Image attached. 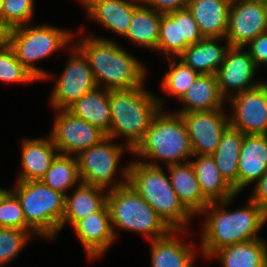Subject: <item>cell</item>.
Listing matches in <instances>:
<instances>
[{
  "mask_svg": "<svg viewBox=\"0 0 267 267\" xmlns=\"http://www.w3.org/2000/svg\"><path fill=\"white\" fill-rule=\"evenodd\" d=\"M180 115L187 127L193 155H212L224 130L229 126L228 114L223 109H218Z\"/></svg>",
  "mask_w": 267,
  "mask_h": 267,
  "instance_id": "obj_14",
  "label": "cell"
},
{
  "mask_svg": "<svg viewBox=\"0 0 267 267\" xmlns=\"http://www.w3.org/2000/svg\"><path fill=\"white\" fill-rule=\"evenodd\" d=\"M243 137L244 134L241 131L229 125L224 130L215 152L211 155L221 175L233 187L236 193L238 162Z\"/></svg>",
  "mask_w": 267,
  "mask_h": 267,
  "instance_id": "obj_29",
  "label": "cell"
},
{
  "mask_svg": "<svg viewBox=\"0 0 267 267\" xmlns=\"http://www.w3.org/2000/svg\"><path fill=\"white\" fill-rule=\"evenodd\" d=\"M67 110L109 135L111 124L109 90L96 86Z\"/></svg>",
  "mask_w": 267,
  "mask_h": 267,
  "instance_id": "obj_27",
  "label": "cell"
},
{
  "mask_svg": "<svg viewBox=\"0 0 267 267\" xmlns=\"http://www.w3.org/2000/svg\"><path fill=\"white\" fill-rule=\"evenodd\" d=\"M248 1H260V2L267 3V0H248Z\"/></svg>",
  "mask_w": 267,
  "mask_h": 267,
  "instance_id": "obj_45",
  "label": "cell"
},
{
  "mask_svg": "<svg viewBox=\"0 0 267 267\" xmlns=\"http://www.w3.org/2000/svg\"><path fill=\"white\" fill-rule=\"evenodd\" d=\"M168 60L170 69L165 73L160 86L169 96L171 95L179 101L199 74L180 59L178 62L171 57Z\"/></svg>",
  "mask_w": 267,
  "mask_h": 267,
  "instance_id": "obj_32",
  "label": "cell"
},
{
  "mask_svg": "<svg viewBox=\"0 0 267 267\" xmlns=\"http://www.w3.org/2000/svg\"><path fill=\"white\" fill-rule=\"evenodd\" d=\"M162 110L160 108L155 114L142 141L132 153L146 159L138 161L151 166H160L159 161L167 165L190 162L193 152L184 120L176 112Z\"/></svg>",
  "mask_w": 267,
  "mask_h": 267,
  "instance_id": "obj_4",
  "label": "cell"
},
{
  "mask_svg": "<svg viewBox=\"0 0 267 267\" xmlns=\"http://www.w3.org/2000/svg\"><path fill=\"white\" fill-rule=\"evenodd\" d=\"M87 16L116 35L124 36L134 9L142 0H80Z\"/></svg>",
  "mask_w": 267,
  "mask_h": 267,
  "instance_id": "obj_17",
  "label": "cell"
},
{
  "mask_svg": "<svg viewBox=\"0 0 267 267\" xmlns=\"http://www.w3.org/2000/svg\"><path fill=\"white\" fill-rule=\"evenodd\" d=\"M217 258L223 267H267V244L264 239L224 246L209 259Z\"/></svg>",
  "mask_w": 267,
  "mask_h": 267,
  "instance_id": "obj_28",
  "label": "cell"
},
{
  "mask_svg": "<svg viewBox=\"0 0 267 267\" xmlns=\"http://www.w3.org/2000/svg\"><path fill=\"white\" fill-rule=\"evenodd\" d=\"M248 47V51L258 68L260 65L267 64V32L254 38Z\"/></svg>",
  "mask_w": 267,
  "mask_h": 267,
  "instance_id": "obj_39",
  "label": "cell"
},
{
  "mask_svg": "<svg viewBox=\"0 0 267 267\" xmlns=\"http://www.w3.org/2000/svg\"><path fill=\"white\" fill-rule=\"evenodd\" d=\"M33 234L29 230L0 227V267L15 259Z\"/></svg>",
  "mask_w": 267,
  "mask_h": 267,
  "instance_id": "obj_33",
  "label": "cell"
},
{
  "mask_svg": "<svg viewBox=\"0 0 267 267\" xmlns=\"http://www.w3.org/2000/svg\"><path fill=\"white\" fill-rule=\"evenodd\" d=\"M267 32V3L231 0L225 39L232 47H247L258 35Z\"/></svg>",
  "mask_w": 267,
  "mask_h": 267,
  "instance_id": "obj_12",
  "label": "cell"
},
{
  "mask_svg": "<svg viewBox=\"0 0 267 267\" xmlns=\"http://www.w3.org/2000/svg\"><path fill=\"white\" fill-rule=\"evenodd\" d=\"M114 139L110 137L104 138L99 144H96L86 150L81 151L76 155L78 162V173L81 182L87 183L96 187L103 188L107 191L119 188L128 183V170L122 168L121 171L123 180L114 181V176L117 174L118 164L124 149L132 153V151L124 146L113 142Z\"/></svg>",
  "mask_w": 267,
  "mask_h": 267,
  "instance_id": "obj_9",
  "label": "cell"
},
{
  "mask_svg": "<svg viewBox=\"0 0 267 267\" xmlns=\"http://www.w3.org/2000/svg\"><path fill=\"white\" fill-rule=\"evenodd\" d=\"M73 191L71 196L65 195V210L60 230L67 223L73 226L82 218L98 212L106 204L107 190L103 188L80 182Z\"/></svg>",
  "mask_w": 267,
  "mask_h": 267,
  "instance_id": "obj_24",
  "label": "cell"
},
{
  "mask_svg": "<svg viewBox=\"0 0 267 267\" xmlns=\"http://www.w3.org/2000/svg\"><path fill=\"white\" fill-rule=\"evenodd\" d=\"M34 0H3L1 22L12 28L28 24L34 17Z\"/></svg>",
  "mask_w": 267,
  "mask_h": 267,
  "instance_id": "obj_37",
  "label": "cell"
},
{
  "mask_svg": "<svg viewBox=\"0 0 267 267\" xmlns=\"http://www.w3.org/2000/svg\"><path fill=\"white\" fill-rule=\"evenodd\" d=\"M0 227L26 230L23 209L10 189H6L0 196Z\"/></svg>",
  "mask_w": 267,
  "mask_h": 267,
  "instance_id": "obj_34",
  "label": "cell"
},
{
  "mask_svg": "<svg viewBox=\"0 0 267 267\" xmlns=\"http://www.w3.org/2000/svg\"><path fill=\"white\" fill-rule=\"evenodd\" d=\"M161 18V13L156 12L142 1L134 9L130 27L123 37L144 48L157 51Z\"/></svg>",
  "mask_w": 267,
  "mask_h": 267,
  "instance_id": "obj_30",
  "label": "cell"
},
{
  "mask_svg": "<svg viewBox=\"0 0 267 267\" xmlns=\"http://www.w3.org/2000/svg\"><path fill=\"white\" fill-rule=\"evenodd\" d=\"M267 171V135H244L240 149L237 195Z\"/></svg>",
  "mask_w": 267,
  "mask_h": 267,
  "instance_id": "obj_18",
  "label": "cell"
},
{
  "mask_svg": "<svg viewBox=\"0 0 267 267\" xmlns=\"http://www.w3.org/2000/svg\"><path fill=\"white\" fill-rule=\"evenodd\" d=\"M70 53L64 71L54 82L50 104L54 110H67L87 92L97 85L87 58L75 46L70 45Z\"/></svg>",
  "mask_w": 267,
  "mask_h": 267,
  "instance_id": "obj_10",
  "label": "cell"
},
{
  "mask_svg": "<svg viewBox=\"0 0 267 267\" xmlns=\"http://www.w3.org/2000/svg\"><path fill=\"white\" fill-rule=\"evenodd\" d=\"M75 34L46 24H24L14 27L11 45L18 61L38 80L50 78V73L33 65L36 61L50 57L55 51L71 45ZM50 74V75H49Z\"/></svg>",
  "mask_w": 267,
  "mask_h": 267,
  "instance_id": "obj_8",
  "label": "cell"
},
{
  "mask_svg": "<svg viewBox=\"0 0 267 267\" xmlns=\"http://www.w3.org/2000/svg\"><path fill=\"white\" fill-rule=\"evenodd\" d=\"M147 6L161 14L187 8L190 0H142Z\"/></svg>",
  "mask_w": 267,
  "mask_h": 267,
  "instance_id": "obj_40",
  "label": "cell"
},
{
  "mask_svg": "<svg viewBox=\"0 0 267 267\" xmlns=\"http://www.w3.org/2000/svg\"><path fill=\"white\" fill-rule=\"evenodd\" d=\"M40 181L66 195V192L81 182L76 156L58 154Z\"/></svg>",
  "mask_w": 267,
  "mask_h": 267,
  "instance_id": "obj_31",
  "label": "cell"
},
{
  "mask_svg": "<svg viewBox=\"0 0 267 267\" xmlns=\"http://www.w3.org/2000/svg\"><path fill=\"white\" fill-rule=\"evenodd\" d=\"M260 84L262 85V87L266 90L267 92V82L265 81H260Z\"/></svg>",
  "mask_w": 267,
  "mask_h": 267,
  "instance_id": "obj_43",
  "label": "cell"
},
{
  "mask_svg": "<svg viewBox=\"0 0 267 267\" xmlns=\"http://www.w3.org/2000/svg\"><path fill=\"white\" fill-rule=\"evenodd\" d=\"M157 51L164 52L167 58L173 54L175 60L180 56L179 21H174L168 14H162Z\"/></svg>",
  "mask_w": 267,
  "mask_h": 267,
  "instance_id": "obj_36",
  "label": "cell"
},
{
  "mask_svg": "<svg viewBox=\"0 0 267 267\" xmlns=\"http://www.w3.org/2000/svg\"><path fill=\"white\" fill-rule=\"evenodd\" d=\"M221 41L223 38L204 37L199 42L189 45L178 58L199 75H216L230 48L226 39V46L219 45Z\"/></svg>",
  "mask_w": 267,
  "mask_h": 267,
  "instance_id": "obj_23",
  "label": "cell"
},
{
  "mask_svg": "<svg viewBox=\"0 0 267 267\" xmlns=\"http://www.w3.org/2000/svg\"><path fill=\"white\" fill-rule=\"evenodd\" d=\"M6 189H1L0 188V196L3 194V192L5 191Z\"/></svg>",
  "mask_w": 267,
  "mask_h": 267,
  "instance_id": "obj_46",
  "label": "cell"
},
{
  "mask_svg": "<svg viewBox=\"0 0 267 267\" xmlns=\"http://www.w3.org/2000/svg\"><path fill=\"white\" fill-rule=\"evenodd\" d=\"M12 30L10 25L0 21V51L10 47Z\"/></svg>",
  "mask_w": 267,
  "mask_h": 267,
  "instance_id": "obj_42",
  "label": "cell"
},
{
  "mask_svg": "<svg viewBox=\"0 0 267 267\" xmlns=\"http://www.w3.org/2000/svg\"><path fill=\"white\" fill-rule=\"evenodd\" d=\"M2 4H3V0H0V21H1V15H2Z\"/></svg>",
  "mask_w": 267,
  "mask_h": 267,
  "instance_id": "obj_44",
  "label": "cell"
},
{
  "mask_svg": "<svg viewBox=\"0 0 267 267\" xmlns=\"http://www.w3.org/2000/svg\"><path fill=\"white\" fill-rule=\"evenodd\" d=\"M74 45L87 58L97 86L119 90L144 85L147 71L141 61L111 38L87 34Z\"/></svg>",
  "mask_w": 267,
  "mask_h": 267,
  "instance_id": "obj_2",
  "label": "cell"
},
{
  "mask_svg": "<svg viewBox=\"0 0 267 267\" xmlns=\"http://www.w3.org/2000/svg\"><path fill=\"white\" fill-rule=\"evenodd\" d=\"M106 205L109 210L115 239L117 230L141 233L149 241L166 236L171 229L128 183L107 191Z\"/></svg>",
  "mask_w": 267,
  "mask_h": 267,
  "instance_id": "obj_6",
  "label": "cell"
},
{
  "mask_svg": "<svg viewBox=\"0 0 267 267\" xmlns=\"http://www.w3.org/2000/svg\"><path fill=\"white\" fill-rule=\"evenodd\" d=\"M232 199L211 202L200 213H206L200 252L207 259L224 246L261 238L257 233L266 224L267 215L250 199L243 208L225 209Z\"/></svg>",
  "mask_w": 267,
  "mask_h": 267,
  "instance_id": "obj_1",
  "label": "cell"
},
{
  "mask_svg": "<svg viewBox=\"0 0 267 267\" xmlns=\"http://www.w3.org/2000/svg\"><path fill=\"white\" fill-rule=\"evenodd\" d=\"M184 230H171L166 236L149 241L151 244V267H194L197 255L193 242L190 244L177 236Z\"/></svg>",
  "mask_w": 267,
  "mask_h": 267,
  "instance_id": "obj_19",
  "label": "cell"
},
{
  "mask_svg": "<svg viewBox=\"0 0 267 267\" xmlns=\"http://www.w3.org/2000/svg\"><path fill=\"white\" fill-rule=\"evenodd\" d=\"M194 167L203 196L211 202H220L237 196L233 187L221 175L211 155H193Z\"/></svg>",
  "mask_w": 267,
  "mask_h": 267,
  "instance_id": "obj_25",
  "label": "cell"
},
{
  "mask_svg": "<svg viewBox=\"0 0 267 267\" xmlns=\"http://www.w3.org/2000/svg\"><path fill=\"white\" fill-rule=\"evenodd\" d=\"M109 90L111 113L108 137L117 139L121 136L131 151L142 141L155 114L164 109L163 99L145 88Z\"/></svg>",
  "mask_w": 267,
  "mask_h": 267,
  "instance_id": "obj_3",
  "label": "cell"
},
{
  "mask_svg": "<svg viewBox=\"0 0 267 267\" xmlns=\"http://www.w3.org/2000/svg\"><path fill=\"white\" fill-rule=\"evenodd\" d=\"M174 21H179L180 55L189 47L203 39L199 27L188 8L167 13Z\"/></svg>",
  "mask_w": 267,
  "mask_h": 267,
  "instance_id": "obj_38",
  "label": "cell"
},
{
  "mask_svg": "<svg viewBox=\"0 0 267 267\" xmlns=\"http://www.w3.org/2000/svg\"><path fill=\"white\" fill-rule=\"evenodd\" d=\"M10 190L21 204L26 230L45 239L55 238L65 210V195L40 180L17 181L15 189Z\"/></svg>",
  "mask_w": 267,
  "mask_h": 267,
  "instance_id": "obj_7",
  "label": "cell"
},
{
  "mask_svg": "<svg viewBox=\"0 0 267 267\" xmlns=\"http://www.w3.org/2000/svg\"><path fill=\"white\" fill-rule=\"evenodd\" d=\"M73 228L89 260L103 256L110 245L117 240L106 204L98 212L77 221Z\"/></svg>",
  "mask_w": 267,
  "mask_h": 267,
  "instance_id": "obj_16",
  "label": "cell"
},
{
  "mask_svg": "<svg viewBox=\"0 0 267 267\" xmlns=\"http://www.w3.org/2000/svg\"><path fill=\"white\" fill-rule=\"evenodd\" d=\"M229 125L244 135H267V92L261 84L229 98Z\"/></svg>",
  "mask_w": 267,
  "mask_h": 267,
  "instance_id": "obj_13",
  "label": "cell"
},
{
  "mask_svg": "<svg viewBox=\"0 0 267 267\" xmlns=\"http://www.w3.org/2000/svg\"><path fill=\"white\" fill-rule=\"evenodd\" d=\"M179 101L184 106L176 113L181 114L222 109L226 100L220 94L216 75H199Z\"/></svg>",
  "mask_w": 267,
  "mask_h": 267,
  "instance_id": "obj_26",
  "label": "cell"
},
{
  "mask_svg": "<svg viewBox=\"0 0 267 267\" xmlns=\"http://www.w3.org/2000/svg\"><path fill=\"white\" fill-rule=\"evenodd\" d=\"M171 186L180 202L193 215L200 214L210 203L201 192L194 167L190 162L167 165Z\"/></svg>",
  "mask_w": 267,
  "mask_h": 267,
  "instance_id": "obj_22",
  "label": "cell"
},
{
  "mask_svg": "<svg viewBox=\"0 0 267 267\" xmlns=\"http://www.w3.org/2000/svg\"><path fill=\"white\" fill-rule=\"evenodd\" d=\"M243 49L245 48L230 46L222 65L216 73L218 88L225 100L227 98L229 100L232 96L260 84L259 80L257 82L254 80L258 67L249 51ZM252 80H254V83Z\"/></svg>",
  "mask_w": 267,
  "mask_h": 267,
  "instance_id": "obj_15",
  "label": "cell"
},
{
  "mask_svg": "<svg viewBox=\"0 0 267 267\" xmlns=\"http://www.w3.org/2000/svg\"><path fill=\"white\" fill-rule=\"evenodd\" d=\"M55 120L49 136L62 155H78L96 144L107 135L89 122L73 115L68 110H56Z\"/></svg>",
  "mask_w": 267,
  "mask_h": 267,
  "instance_id": "obj_11",
  "label": "cell"
},
{
  "mask_svg": "<svg viewBox=\"0 0 267 267\" xmlns=\"http://www.w3.org/2000/svg\"><path fill=\"white\" fill-rule=\"evenodd\" d=\"M255 183L249 199L267 215V171Z\"/></svg>",
  "mask_w": 267,
  "mask_h": 267,
  "instance_id": "obj_41",
  "label": "cell"
},
{
  "mask_svg": "<svg viewBox=\"0 0 267 267\" xmlns=\"http://www.w3.org/2000/svg\"><path fill=\"white\" fill-rule=\"evenodd\" d=\"M133 161L128 164V184L154 208L171 230L186 231L194 216L180 202L163 167Z\"/></svg>",
  "mask_w": 267,
  "mask_h": 267,
  "instance_id": "obj_5",
  "label": "cell"
},
{
  "mask_svg": "<svg viewBox=\"0 0 267 267\" xmlns=\"http://www.w3.org/2000/svg\"><path fill=\"white\" fill-rule=\"evenodd\" d=\"M22 169L17 181H37L50 168L52 161L59 154L52 138H28L21 145Z\"/></svg>",
  "mask_w": 267,
  "mask_h": 267,
  "instance_id": "obj_20",
  "label": "cell"
},
{
  "mask_svg": "<svg viewBox=\"0 0 267 267\" xmlns=\"http://www.w3.org/2000/svg\"><path fill=\"white\" fill-rule=\"evenodd\" d=\"M230 5L231 0H190L187 8L203 37L225 39Z\"/></svg>",
  "mask_w": 267,
  "mask_h": 267,
  "instance_id": "obj_21",
  "label": "cell"
},
{
  "mask_svg": "<svg viewBox=\"0 0 267 267\" xmlns=\"http://www.w3.org/2000/svg\"><path fill=\"white\" fill-rule=\"evenodd\" d=\"M37 79L18 61L11 47L0 51V81L30 83Z\"/></svg>",
  "mask_w": 267,
  "mask_h": 267,
  "instance_id": "obj_35",
  "label": "cell"
}]
</instances>
